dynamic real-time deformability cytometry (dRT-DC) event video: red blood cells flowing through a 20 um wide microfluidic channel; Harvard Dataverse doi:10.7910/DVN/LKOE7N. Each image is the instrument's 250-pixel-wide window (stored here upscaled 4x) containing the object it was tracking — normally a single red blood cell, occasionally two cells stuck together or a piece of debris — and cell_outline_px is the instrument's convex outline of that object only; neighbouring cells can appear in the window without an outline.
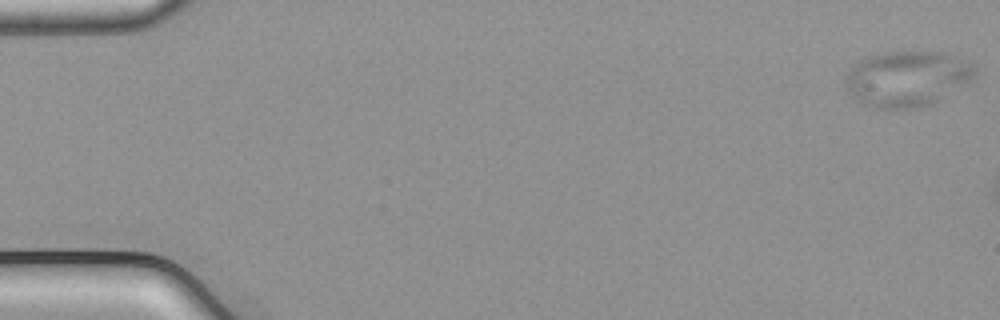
{"species": "common noctule bat (a hibernating species)", "species_latin": "Nyctalus noctula", "temperature_condition": "cold", "stored_images_in_passage": 11, "camera_frame_rate_fps": 3000, "um_per_image_px": 0.085, "animal": {"sex": "male", "body_mass_g": 21.5, "forearm_length_mm": 52.0}, "frame": {"image": 1, "passage_image": 1, "time_ms": 0.0, "image_size_px": [1000, 320], "cell_outline_px": [[976, 76], [968, 84], [920, 108], [876, 108], [852, 96], [848, 92], [844, 84], [844, 80], [848, 72], [860, 60], [868, 56], [888, 52], [944, 52], [968, 60], [976, 64]], "centroid_in_image_um": [77.16, 6.67], "position_along_channel_um": 7.8, "area_um2": 41.79}}